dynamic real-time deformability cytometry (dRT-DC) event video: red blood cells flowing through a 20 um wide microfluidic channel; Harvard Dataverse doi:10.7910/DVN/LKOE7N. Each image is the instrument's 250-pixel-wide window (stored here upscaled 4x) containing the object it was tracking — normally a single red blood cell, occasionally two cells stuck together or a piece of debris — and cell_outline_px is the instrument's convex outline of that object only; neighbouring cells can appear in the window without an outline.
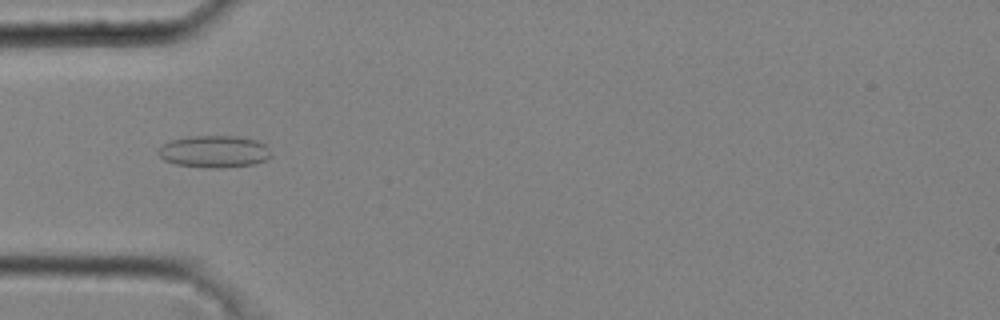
{"species": "common noctule bat (a hibernating species)", "species_latin": "Nyctalus noctula", "temperature_condition": "cold", "stored_images_in_passage": 40, "camera_frame_rate_fps": 3000, "um_per_image_px": 0.085, "animal": {"sex": "male", "body_mass_g": 20.4}, "frame": {"image": 1, "passage_image": 10, "time_ms": 3.0, "image_size_px": [1000, 320], "cell_outline_px": [[272, 156], [264, 160], [252, 164], [220, 168], [204, 168], [176, 164], [164, 160], [156, 152], [164, 144], [172, 140], [188, 136], [240, 136], [256, 140], [264, 144], [268, 148]], "centroid_in_image_um": [18.2, 12.88], "position_along_channel_um": 66.8, "area_um2": 21.04}}
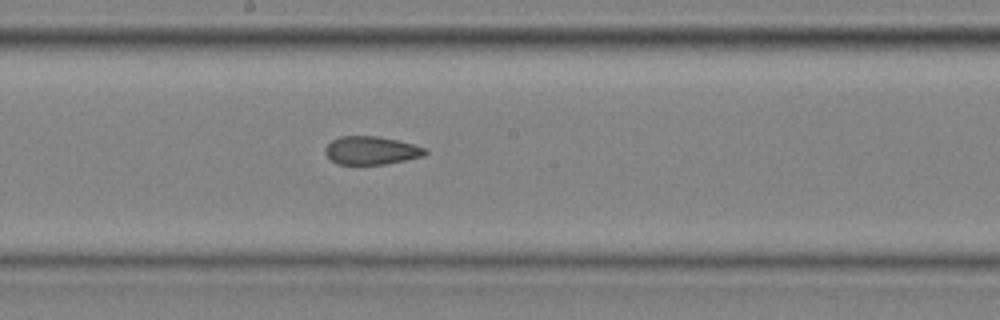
{"frame": {"image": 2, "passage_image": 21, "time_ms": 6.667, "image_size_px": [1000, 320], "cell_outline_px": [[428, 152], [424, 156], [384, 164], [336, 164], [324, 152], [324, 148], [332, 140], [340, 136], [380, 136], [412, 144], [424, 148]], "centroid_in_image_um": [31.53, 12.78], "position_along_channel_um": 216.7, "area_um2": 16.3}}
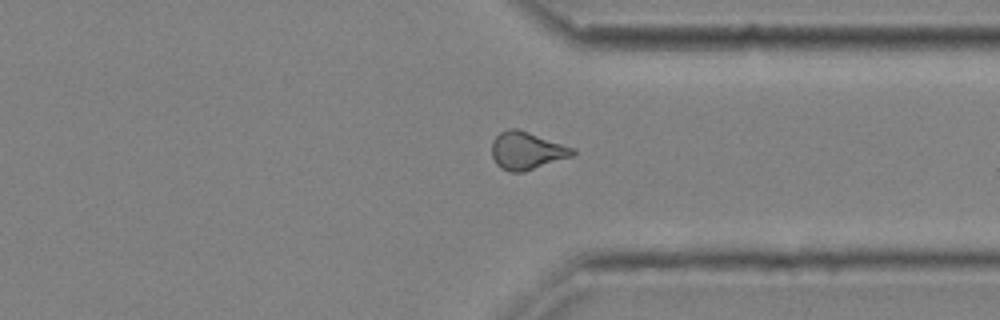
{"frame": {"image": 3, "passage_image": 32, "time_ms": 10.333, "image_size_px": [1000, 320], "cell_outline_px": [[576, 152], [572, 156], [524, 172], [512, 172], [500, 168], [496, 164], [492, 156], [492, 140], [500, 132], [508, 128], [516, 128], [528, 132], [572, 148]], "centroid_in_image_um": [44.72, 12.82], "position_along_channel_um": 366.7, "area_um2": 17.51}, "authors_computed_cell_mechanics": {"area_um2": 17.4556, "velocity_mm_per_s": 4.095, "shape_relaxation_time_tau1_ms": null, "shape_relaxation_time_tau2_ms": 1.9491, "deformation_change_tau1": null, "deformation_change_tau2": 0.0787}}